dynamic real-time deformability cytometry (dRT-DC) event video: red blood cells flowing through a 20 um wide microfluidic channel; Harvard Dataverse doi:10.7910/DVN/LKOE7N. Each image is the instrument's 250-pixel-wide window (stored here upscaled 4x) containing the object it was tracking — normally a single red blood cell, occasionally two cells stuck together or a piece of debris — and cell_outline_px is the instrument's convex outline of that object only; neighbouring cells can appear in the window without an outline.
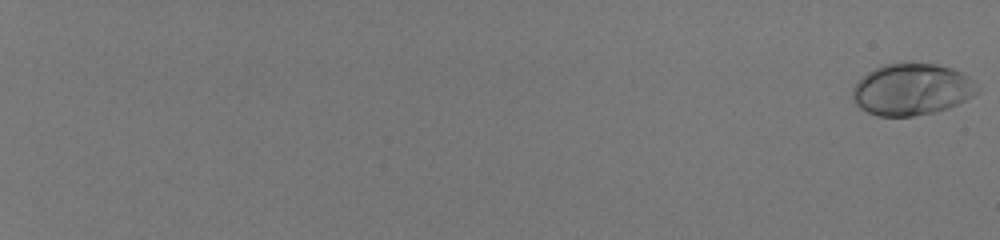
{"species": "human", "species_latin": "Homo sapiens", "temperature_condition": "room temperature", "stored_images_in_passage": 58, "camera_frame_rate_fps": 3000, "um_per_image_px": 0.085, "donor": {"sex": "male"}, "frame": {"image": 1, "passage_image": 1, "time_ms": 0.0, "image_size_px": [1000, 240], "cell_outline_px": [[980, 88], [972, 96], [948, 108], [932, 112], [912, 116], [880, 116], [868, 112], [860, 108], [852, 100], [852, 88], [868, 72], [884, 64], [936, 64], [952, 68], [968, 76]], "centroid_in_image_um": [77.49, 7.61], "position_along_channel_um": 7.5, "area_um2": 37.05}}
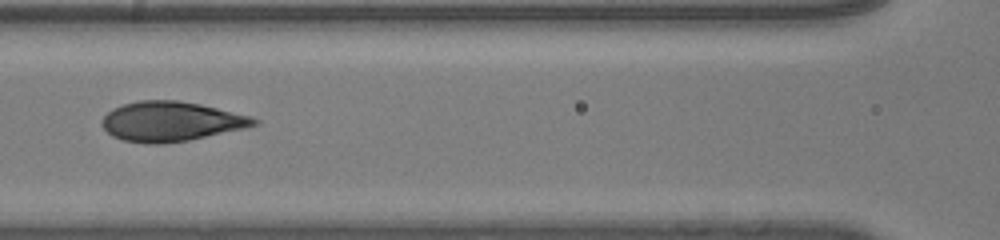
{"frame": {"image": 2, "passage_image": 34, "time_ms": 11.0, "image_size_px": [1000, 240], "cell_outline_px": [[260, 124], [244, 128], [188, 140], [160, 144], [144, 144], [124, 140], [112, 136], [100, 124], [104, 116], [112, 108], [124, 104], [140, 100], [176, 100], [200, 104], [252, 116], [260, 120]], "centroid_in_image_um": [14.53, 10.32], "position_along_channel_um": 152.1, "area_um2": 35.14}}
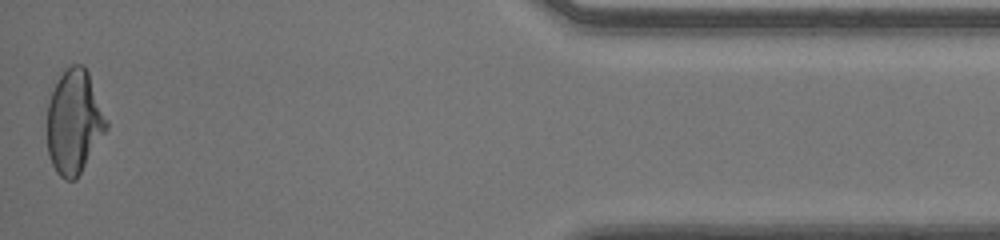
{"frame": {"image": 3, "passage_image": 58, "time_ms": 19.0, "image_size_px": [1000, 240], "cell_outline_px": [[108, 128], [76, 180], [64, 180], [56, 172], [48, 156], [48, 104], [52, 92], [60, 76], [72, 64], [84, 64], [88, 72], [108, 120]], "centroid_in_image_um": [6.32, 10.39], "position_along_channel_um": 428.9, "area_um2": 35.72}, "authors_computed_cell_mechanics": {"area_um2": 35.4314, "velocity_mm_per_s": 4.1028, "shape_relaxation_time_tau1_ms": 6.5879, "shape_relaxation_time_tau2_ms": null, "deformation_change_tau1": 0.2461, "deformation_change_tau2": null}}